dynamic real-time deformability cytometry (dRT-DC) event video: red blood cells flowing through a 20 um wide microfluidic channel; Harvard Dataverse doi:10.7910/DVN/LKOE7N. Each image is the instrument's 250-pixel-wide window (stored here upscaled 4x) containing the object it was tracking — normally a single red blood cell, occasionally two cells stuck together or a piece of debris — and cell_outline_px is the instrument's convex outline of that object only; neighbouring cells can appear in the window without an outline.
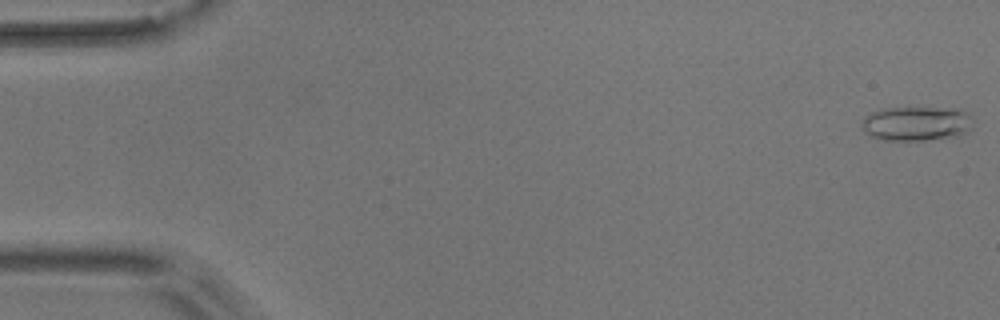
{"species": "common noctule bat (a hibernating species)", "species_latin": "Nyctalus noctula", "temperature_condition": "room temperature", "stored_images_in_passage": 13, "camera_frame_rate_fps": 3000, "um_per_image_px": 0.085, "animal": {"sex": "male", "body_mass_g": 17.9}, "frame": {"image": 1, "passage_image": 1, "time_ms": 0.0, "image_size_px": [1000, 320], "cell_outline_px": [[972, 128], [968, 132], [960, 136], [924, 140], [880, 140], [868, 136], [864, 132], [860, 124], [868, 112], [880, 108], [960, 108], [968, 112], [972, 116]], "centroid_in_image_um": [77.89, 10.5], "position_along_channel_um": 7.1, "area_um2": 23.0}}